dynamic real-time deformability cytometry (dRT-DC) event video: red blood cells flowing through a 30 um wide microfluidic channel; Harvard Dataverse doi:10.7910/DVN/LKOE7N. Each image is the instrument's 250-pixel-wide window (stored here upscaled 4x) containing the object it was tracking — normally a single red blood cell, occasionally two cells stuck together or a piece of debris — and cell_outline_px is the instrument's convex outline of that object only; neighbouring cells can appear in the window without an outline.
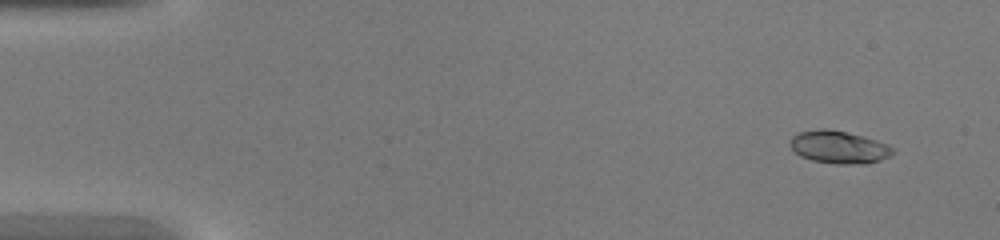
{"species": "common noctule bat (a hibernating species)", "species_latin": "Nyctalus noctula", "temperature_condition": "warm", "stored_images_in_passage": 11, "camera_frame_rate_fps": 3000, "um_per_image_px": 0.085, "animal": {"sex": "female", "body_mass_g": 20.0, "forearm_length_mm": 54.0}, "frame": {"image": 1, "passage_image": 4, "time_ms": 1.0, "image_size_px": [1000, 240], "cell_outline_px": [[896, 152], [880, 160], [864, 164], [836, 164], [812, 160], [800, 156], [788, 144], [788, 140], [792, 136], [800, 132], [820, 128], [824, 128], [844, 132], [876, 140], [896, 148]], "centroid_in_image_um": [71.29, 12.51], "position_along_channel_um": 13.7, "area_um2": 19.48}}